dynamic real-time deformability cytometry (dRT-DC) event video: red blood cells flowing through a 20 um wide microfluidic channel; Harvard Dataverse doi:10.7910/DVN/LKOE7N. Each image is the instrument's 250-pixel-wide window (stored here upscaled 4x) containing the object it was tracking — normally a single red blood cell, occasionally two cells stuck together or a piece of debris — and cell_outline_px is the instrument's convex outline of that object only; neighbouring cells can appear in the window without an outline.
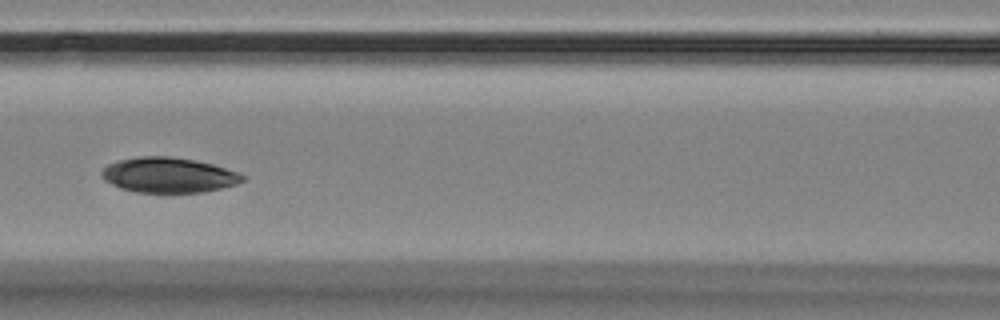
{"species": "Egyptian fruit bat (a non-hibernating species)", "species_latin": "Rousettus aegyptiacus", "temperature_condition": "room temperature", "stored_images_in_passage": 9, "camera_frame_rate_fps": 3000, "um_per_image_px": 0.085, "animal": {"sex": "female"}, "frame": {"image": 1, "passage_image": 7, "time_ms": 7.0, "image_size_px": [1000, 320], "cell_outline_px": [[244, 180], [236, 184], [204, 192], [136, 192], [120, 188], [104, 180], [100, 176], [100, 172], [108, 164], [120, 160], [140, 156], [168, 156], [196, 160], [212, 164], [236, 172], [244, 176]], "centroid_in_image_um": [14.29, 14.88], "position_along_channel_um": 152.3, "area_um2": 28.67}}
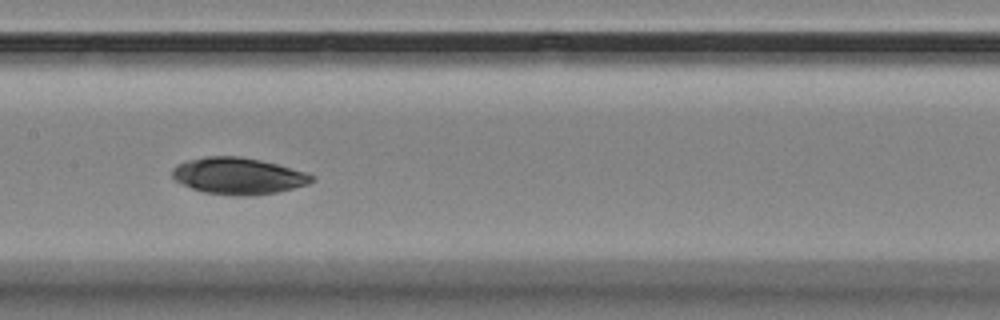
{"frame": {"image": 2, "passage_image": 8, "time_ms": 8.0, "image_size_px": [1000, 320], "cell_outline_px": [[316, 180], [308, 184], [276, 192], [252, 196], [236, 196], [204, 192], [192, 188], [176, 180], [172, 176], [172, 168], [176, 164], [188, 160], [204, 156], [240, 156], [260, 160], [276, 164], [304, 172], [316, 176]], "centroid_in_image_um": [20.25, 14.95], "position_along_channel_um": 187.2, "area_um2": 29.71}}
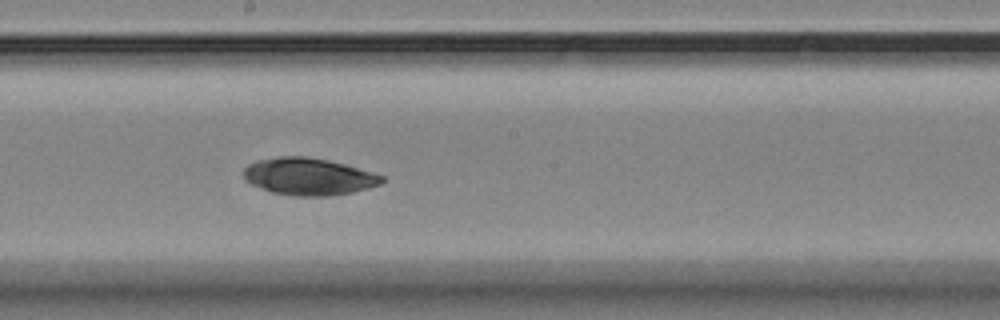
{"frame": {"image": 3, "passage_image": 9, "time_ms": 9.0, "image_size_px": [1000, 320], "cell_outline_px": [[384, 180], [380, 184], [368, 188], [352, 192], [332, 196], [292, 196], [272, 192], [260, 188], [244, 180], [244, 168], [248, 164], [256, 160], [280, 156], [308, 156], [328, 160], [344, 164], [384, 176]], "centroid_in_image_um": [26.2, 15.01], "position_along_channel_um": 222.0, "area_um2": 30.0}}